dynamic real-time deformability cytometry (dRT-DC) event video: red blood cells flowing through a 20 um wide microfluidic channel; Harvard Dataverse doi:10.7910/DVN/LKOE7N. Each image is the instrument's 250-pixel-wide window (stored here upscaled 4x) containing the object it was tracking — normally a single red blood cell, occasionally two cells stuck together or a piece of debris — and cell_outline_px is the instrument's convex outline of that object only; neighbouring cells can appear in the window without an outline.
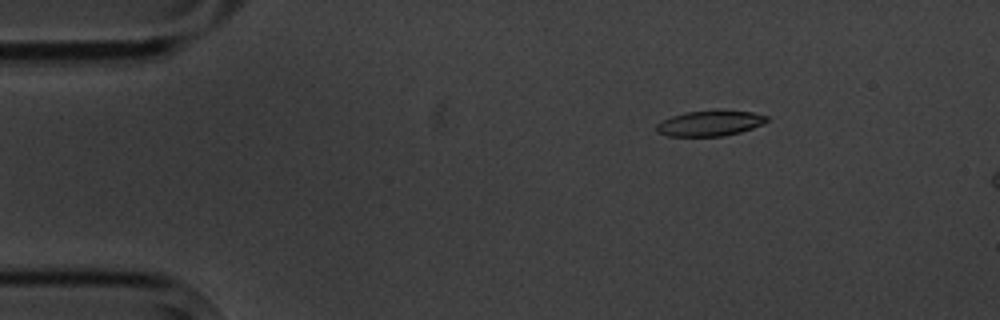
{"species": "common noctule bat (a hibernating species)", "species_latin": "Nyctalus noctula", "temperature_condition": "cold", "stored_images_in_passage": 4, "segment_of_instrument_passage": [2, 2], "camera_frame_rate_fps": 3000, "um_per_image_px": 0.085, "animal": {"sex": "male", "body_mass_g": 20.1, "forearm_length_mm": 53.5}, "frame": {"image": 1, "passage_image": 4, "time_ms": 4.667, "image_size_px": [1000, 320], "cell_outline_px": [[768, 120], [764, 124], [740, 132], [724, 136], [668, 136], [656, 132], [656, 124], [672, 116], [688, 112], [752, 112], [768, 116]], "centroid_in_image_um": [60.34, 10.51], "position_along_channel_um": 24.7, "area_um2": 15.84}}